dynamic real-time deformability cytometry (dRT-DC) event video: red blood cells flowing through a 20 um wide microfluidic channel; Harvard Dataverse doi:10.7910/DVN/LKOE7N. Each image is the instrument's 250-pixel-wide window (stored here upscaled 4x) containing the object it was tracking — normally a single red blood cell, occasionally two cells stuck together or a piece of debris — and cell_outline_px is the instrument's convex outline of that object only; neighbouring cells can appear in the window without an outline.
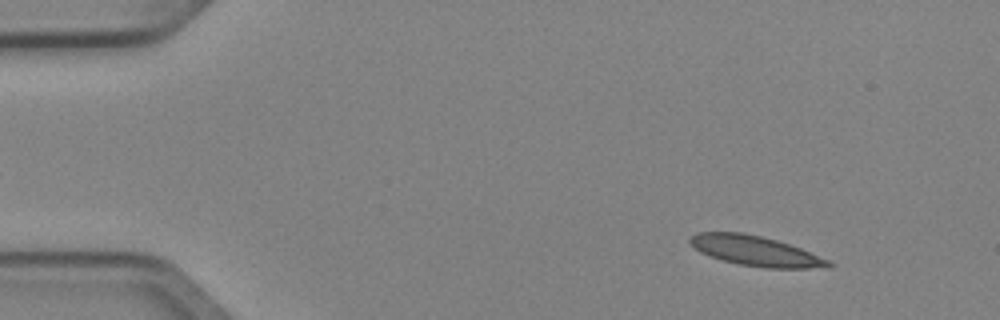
{"species": "Egyptian fruit bat (a non-hibernating species)", "species_latin": "Rousettus aegyptiacus", "temperature_condition": "cold", "stored_images_in_passage": 49, "camera_frame_rate_fps": 3000, "um_per_image_px": 0.085, "animal": {"sex": "female"}, "frame": {"image": 1, "passage_image": 5, "time_ms": 1.333, "image_size_px": [1000, 320], "cell_outline_px": [[832, 264], [828, 268], [768, 268], [740, 264], [724, 260], [700, 252], [688, 240], [688, 236], [696, 232], [744, 232], [776, 240], [800, 248], [828, 260]], "centroid_in_image_um": [64.19, 21.31], "position_along_channel_um": 20.8, "area_um2": 23.87}}
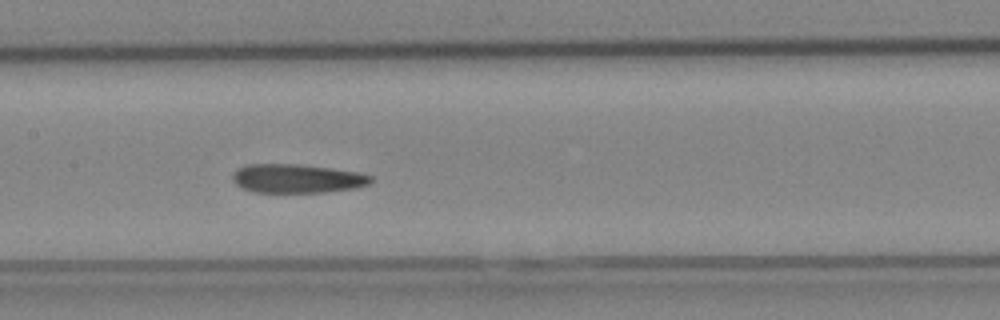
{"frame": {"image": 2, "passage_image": 24, "time_ms": 7.667, "image_size_px": [1000, 320], "cell_outline_px": [[372, 180], [368, 184], [356, 188], [324, 192], [256, 192], [244, 188], [236, 184], [232, 180], [232, 172], [236, 168], [244, 164], [300, 164], [356, 172], [372, 176]], "centroid_in_image_um": [25.19, 15.16], "position_along_channel_um": 182.2, "area_um2": 23.18}}
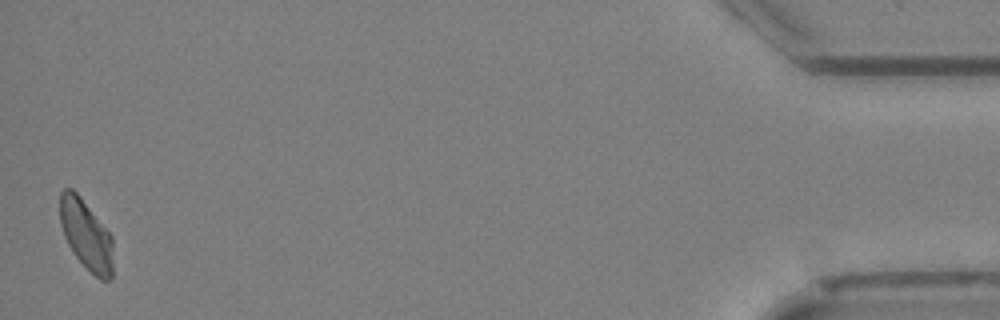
{"frame": {"image": 3, "passage_image": 49, "time_ms": 16.0, "image_size_px": [1000, 320], "cell_outline_px": [[112, 280], [100, 280], [72, 252], [64, 236], [60, 224], [60, 192], [64, 188], [72, 188], [80, 196], [112, 236]], "centroid_in_image_um": [7.31, 19.94], "position_along_channel_um": 427.9, "area_um2": 21.44}, "authors_computed_cell_mechanics": {"area_um2": 23.5246, "velocity_mm_per_s": 4.0168, "shape_relaxation_time_tau1_ms": null, "shape_relaxation_time_tau2_ms": 3.3334, "deformation_change_tau1": null, "deformation_change_tau2": 0.0988}}